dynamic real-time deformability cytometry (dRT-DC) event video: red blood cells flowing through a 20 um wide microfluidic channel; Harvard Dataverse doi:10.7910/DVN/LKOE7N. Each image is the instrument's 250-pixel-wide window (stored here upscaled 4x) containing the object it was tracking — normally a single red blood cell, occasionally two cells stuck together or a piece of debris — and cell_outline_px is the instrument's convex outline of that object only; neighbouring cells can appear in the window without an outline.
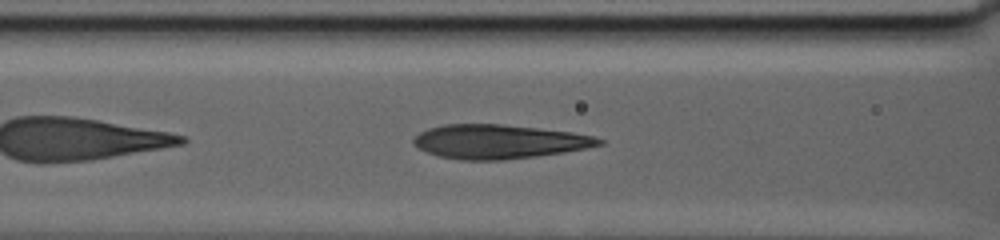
{"species": "human", "species_latin": "Homo sapiens", "temperature_condition": "warm", "stored_images_in_passage": 49, "camera_frame_rate_fps": 3000, "um_per_image_px": 0.085, "donor": {"sex": "male"}, "frame": {"image": 1, "passage_image": 8, "time_ms": 4.0, "image_size_px": [1000, 240], "cell_outline_px": [[604, 144], [564, 152], [536, 156], [504, 160], [460, 160], [436, 156], [412, 144], [412, 136], [428, 128], [444, 124], [504, 124], [572, 132], [596, 136], [604, 140]], "centroid_in_image_um": [42.38, 12.03], "position_along_channel_um": 124.2, "area_um2": 37.05}}
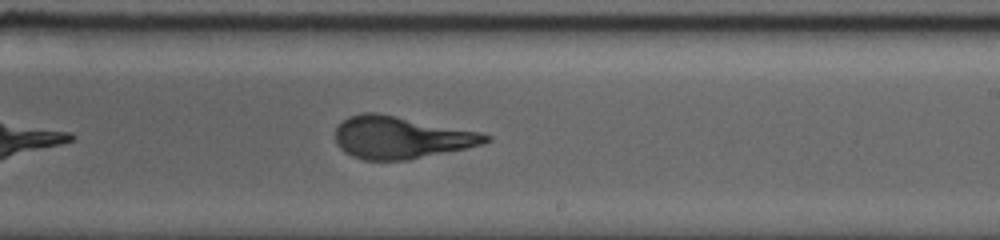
{"frame": {"image": 2, "passage_image": 22, "time_ms": 9.667, "image_size_px": [1000, 240], "cell_outline_px": [[492, 140], [480, 144], [464, 148], [408, 160], [364, 160], [352, 156], [344, 152], [336, 144], [336, 128], [348, 116], [364, 112], [376, 112], [480, 132], [492, 136]], "centroid_in_image_um": [34.05, 11.68], "position_along_channel_um": 255.0, "area_um2": 36.76}}
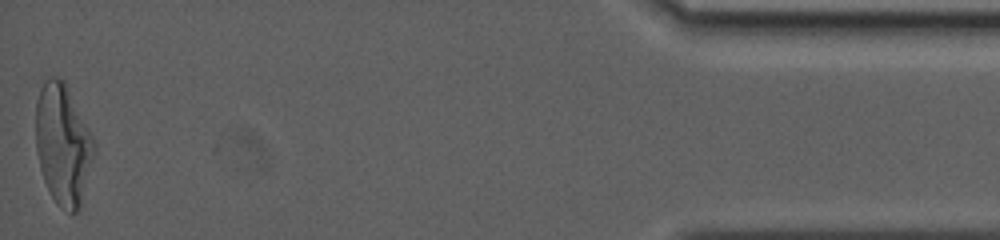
{"frame": {"image": 3, "passage_image": 49, "time_ms": 20.333, "image_size_px": [1000, 240], "cell_outline_px": [[96, 152], [80, 208], [72, 216], [60, 208], [56, 204], [44, 180], [40, 168], [36, 152], [36, 100], [40, 88], [44, 80], [52, 76], [56, 76], [64, 80], [96, 144]], "centroid_in_image_um": [5.36, 12.31], "position_along_channel_um": 429.8, "area_um2": 41.44}, "authors_computed_cell_mechanics": {"area_um2": 37.3966, "velocity_mm_per_s": 2.3089, "shape_relaxation_time_tau1_ms": 8.9733, "shape_relaxation_time_tau2_ms": 1.2993, "deformation_change_tau1": 0.2763, "deformation_change_tau2": 0.0951}}